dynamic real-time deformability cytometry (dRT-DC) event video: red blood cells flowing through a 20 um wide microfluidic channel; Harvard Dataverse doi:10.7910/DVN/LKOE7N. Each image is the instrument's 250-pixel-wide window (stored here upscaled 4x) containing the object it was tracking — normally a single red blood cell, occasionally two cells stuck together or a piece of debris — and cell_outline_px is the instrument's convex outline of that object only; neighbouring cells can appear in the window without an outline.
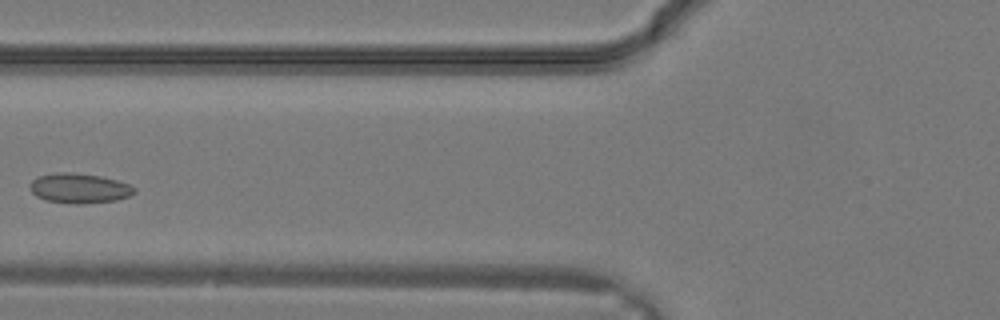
{"species": "common noctule bat (a hibernating species)", "species_latin": "Nyctalus noctula", "temperature_condition": "warm", "stored_images_in_passage": 6, "camera_frame_rate_fps": 3000, "um_per_image_px": 0.085, "animal": {"sex": "male", "body_mass_g": 19.2, "forearm_length_mm": 51.8}, "frame": {"image": 1, "passage_image": 5, "time_ms": 1.333, "image_size_px": [1000, 320], "cell_outline_px": [[136, 192], [128, 196], [116, 200], [80, 204], [44, 200], [36, 196], [28, 188], [28, 184], [36, 176], [56, 172], [72, 172], [100, 176], [116, 180], [128, 184], [136, 188]], "centroid_in_image_um": [6.68, 15.99], "position_along_channel_um": 119.1, "area_um2": 18.26}}